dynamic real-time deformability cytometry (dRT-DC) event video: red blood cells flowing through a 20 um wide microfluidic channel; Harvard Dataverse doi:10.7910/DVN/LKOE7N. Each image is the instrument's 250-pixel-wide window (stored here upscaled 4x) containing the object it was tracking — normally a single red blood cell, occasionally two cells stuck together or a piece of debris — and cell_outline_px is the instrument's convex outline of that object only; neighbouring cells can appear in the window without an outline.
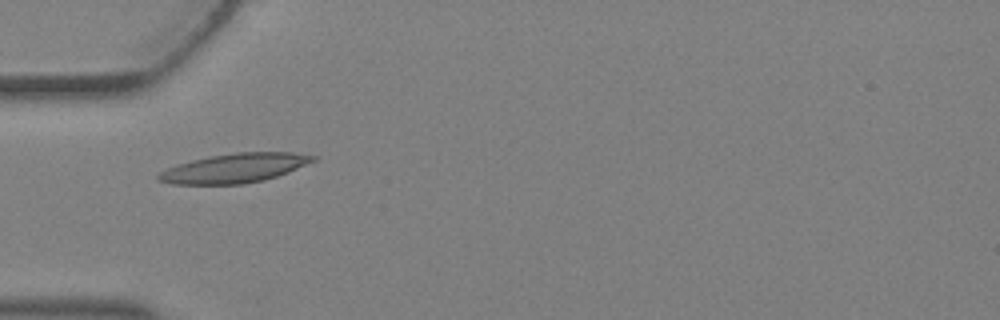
{"species": "Egyptian fruit bat (a non-hibernating species)", "species_latin": "Rousettus aegyptiacus", "temperature_condition": "warm", "stored_images_in_passage": 5, "camera_frame_rate_fps": 3000, "um_per_image_px": 0.085, "animal": {"sex": "female"}, "frame": {"image": 1, "passage_image": 5, "time_ms": 1.333, "image_size_px": [1000, 320], "cell_outline_px": [[316, 160], [288, 172], [264, 180], [244, 184], [172, 184], [156, 180], [156, 176], [160, 172], [168, 168], [192, 160], [212, 156], [236, 152], [292, 152], [316, 156]], "centroid_in_image_um": [19.94, 14.29], "position_along_channel_um": 65.1, "area_um2": 26.13}}